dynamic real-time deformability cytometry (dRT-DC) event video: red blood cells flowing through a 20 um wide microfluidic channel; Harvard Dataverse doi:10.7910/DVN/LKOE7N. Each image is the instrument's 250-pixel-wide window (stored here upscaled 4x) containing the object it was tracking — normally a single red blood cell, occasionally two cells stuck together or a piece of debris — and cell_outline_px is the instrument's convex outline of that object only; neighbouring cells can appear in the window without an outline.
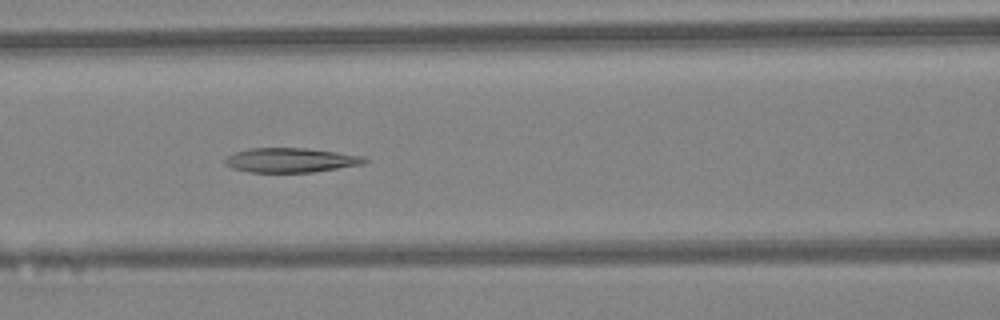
{"species": "Egyptian fruit bat (a non-hibernating species)", "species_latin": "Rousettus aegyptiacus", "temperature_condition": "warm", "stored_images_in_passage": 43, "camera_frame_rate_fps": 3000, "um_per_image_px": 0.085, "animal": {"sex": "female"}, "frame": {"image": 1, "passage_image": 18, "time_ms": 5.667, "image_size_px": [1000, 320], "cell_outline_px": [[368, 160], [364, 164], [312, 172], [248, 172], [232, 168], [224, 164], [224, 160], [228, 156], [236, 152], [248, 148], [308, 148], [364, 156]], "centroid_in_image_um": [24.7, 13.61], "position_along_channel_um": 141.9, "area_um2": 19.88}}
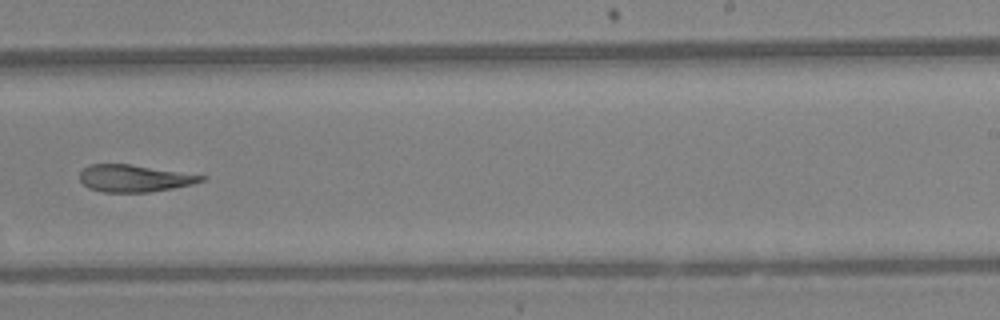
{"frame": {"image": 2, "passage_image": 27, "time_ms": 8.667, "image_size_px": [1000, 320], "cell_outline_px": [[208, 176], [204, 180], [192, 184], [172, 188], [148, 192], [104, 192], [88, 188], [80, 180], [80, 172], [84, 168], [92, 164], [128, 164]], "centroid_in_image_um": [11.41, 15.16], "position_along_channel_um": 277.6, "area_um2": 18.96}}
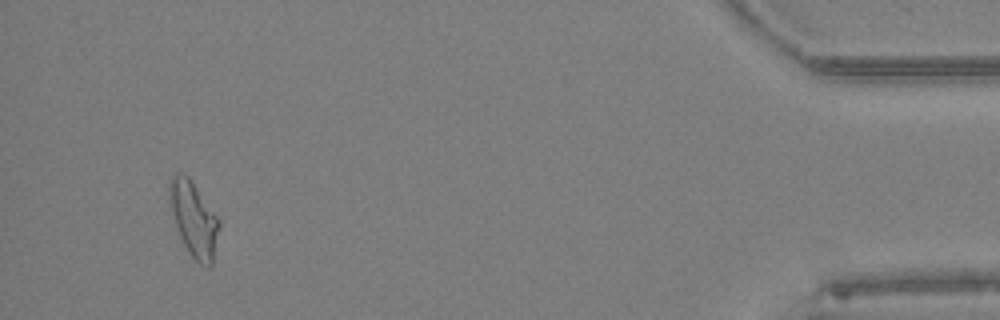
{"frame": {"image": 3, "passage_image": 41, "time_ms": 13.333, "image_size_px": [1000, 320], "cell_outline_px": [[220, 228], [212, 264], [208, 268], [200, 264], [192, 256], [184, 244], [176, 228], [172, 212], [168, 188], [168, 184], [172, 176], [176, 172], [184, 172], [188, 176], [220, 220]], "centroid_in_image_um": [16.48, 18.61], "position_along_channel_um": 418.7, "area_um2": 21.56}, "authors_computed_cell_mechanics": {"area_um2": 21.0392, "velocity_mm_per_s": 4.5704, "shape_relaxation_time_tau1_ms": null, "shape_relaxation_time_tau2_ms": 4.6214, "deformation_change_tau1": null, "deformation_change_tau2": 0.1541}}